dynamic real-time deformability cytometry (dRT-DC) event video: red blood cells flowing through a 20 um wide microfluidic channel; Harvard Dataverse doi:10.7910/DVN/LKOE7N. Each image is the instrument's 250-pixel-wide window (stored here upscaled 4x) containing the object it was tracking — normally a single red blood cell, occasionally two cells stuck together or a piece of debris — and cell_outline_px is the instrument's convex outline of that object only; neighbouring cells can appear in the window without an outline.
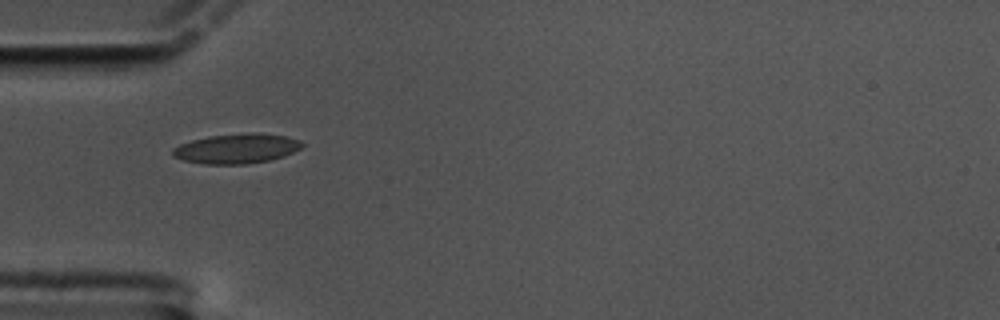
{"species": "common noctule bat (a hibernating species)", "species_latin": "Nyctalus noctula", "temperature_condition": "cold", "stored_images_in_passage": 22, "camera_frame_rate_fps": 3000, "um_per_image_px": 0.085, "animal": {"sex": "male", "body_mass_g": 17.5, "forearm_length_mm": 52.3}, "frame": {"image": 1, "passage_image": 1, "time_ms": 0.0, "image_size_px": [1000, 320], "cell_outline_px": [[304, 144], [300, 148], [284, 156], [268, 160], [248, 164], [204, 164], [184, 160], [172, 156], [172, 148], [180, 144], [192, 140], [208, 136], [252, 132], [256, 132], [288, 136], [300, 140]], "centroid_in_image_um": [20.11, 12.62], "position_along_channel_um": 64.9, "area_um2": 22.54}}
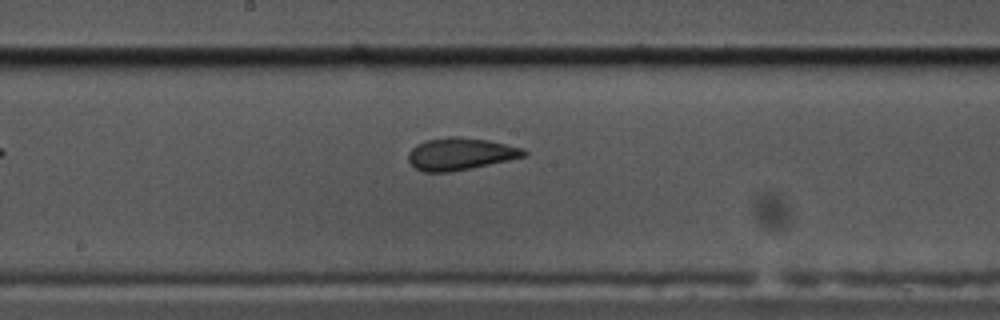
{"frame": {"image": 2, "passage_image": 14, "time_ms": 4.333, "image_size_px": [1000, 320], "cell_outline_px": [[528, 156], [452, 172], [424, 172], [416, 168], [408, 160], [408, 152], [416, 144], [428, 140], [448, 136], [460, 136], [488, 140], [524, 148], [528, 152]], "centroid_in_image_um": [39.16, 13.08], "position_along_channel_um": 209.0, "area_um2": 21.85}}
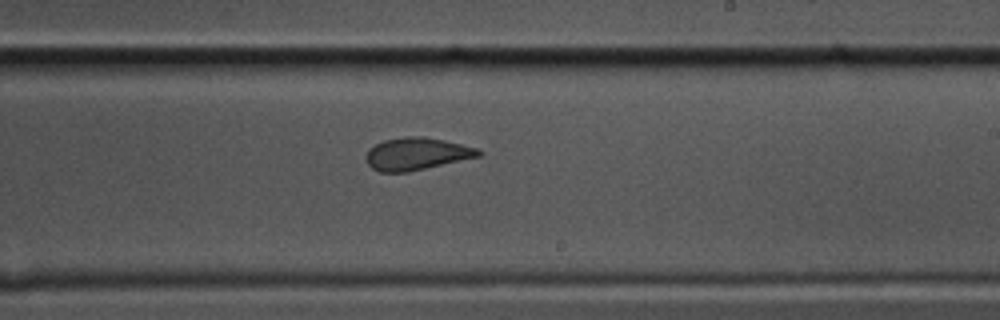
{"frame": {"image": 3, "passage_image": 18, "time_ms": 5.667, "image_size_px": [1000, 320], "cell_outline_px": [[484, 152], [480, 156], [408, 172], [380, 172], [372, 168], [368, 164], [364, 156], [368, 148], [384, 140], [408, 136], [424, 136], [444, 140], [476, 148]], "centroid_in_image_um": [35.38, 13.07], "position_along_channel_um": 253.6, "area_um2": 21.21}}